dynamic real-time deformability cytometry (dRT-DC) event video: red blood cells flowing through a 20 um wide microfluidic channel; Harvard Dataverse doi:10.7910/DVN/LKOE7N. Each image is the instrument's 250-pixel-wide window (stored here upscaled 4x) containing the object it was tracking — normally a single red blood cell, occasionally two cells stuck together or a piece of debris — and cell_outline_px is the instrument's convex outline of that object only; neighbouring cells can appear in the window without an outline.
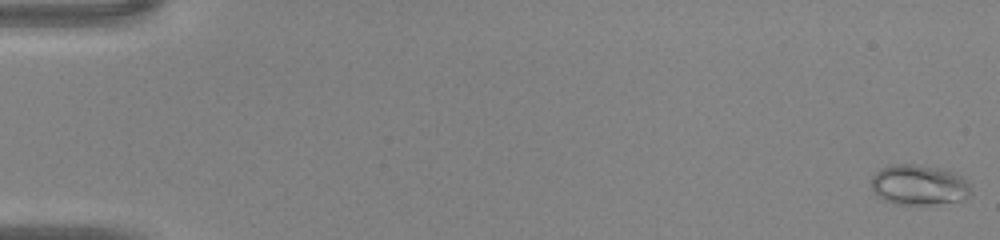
{"species": "common noctule bat (a hibernating species)", "species_latin": "Nyctalus noctula", "temperature_condition": "warm", "stored_images_in_passage": 47, "camera_frame_rate_fps": 3000, "um_per_image_px": 0.085, "animal": {"sex": "male", "body_mass_g": 20.0, "forearm_length_mm": 53.3}, "frame": {"image": 1, "passage_image": 1, "time_ms": 0.0, "image_size_px": [1000, 240], "cell_outline_px": [[972, 192], [968, 196], [960, 200], [928, 204], [896, 204], [884, 200], [872, 188], [872, 176], [876, 172], [892, 164], [912, 164], [940, 168], [952, 172], [968, 180]], "centroid_in_image_um": [78.13, 15.71], "position_along_channel_um": 6.9, "area_um2": 23.06}}
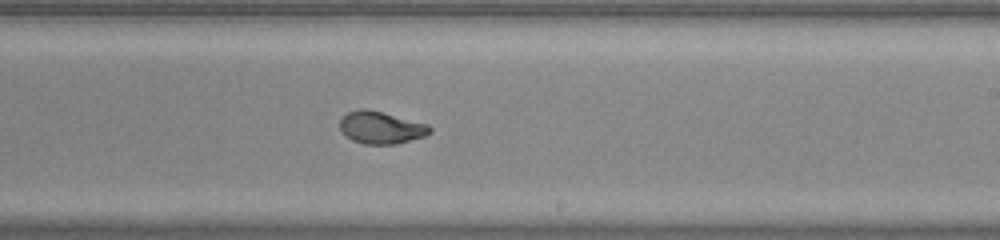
{"frame": {"image": 2, "passage_image": 29, "time_ms": 9.333, "image_size_px": [1000, 240], "cell_outline_px": [[432, 132], [424, 136], [396, 144], [364, 144], [352, 140], [344, 136], [340, 128], [340, 120], [348, 112], [360, 108], [364, 108], [428, 124], [432, 128]], "centroid_in_image_um": [32.37, 10.86], "position_along_channel_um": 256.6, "area_um2": 16.82}}
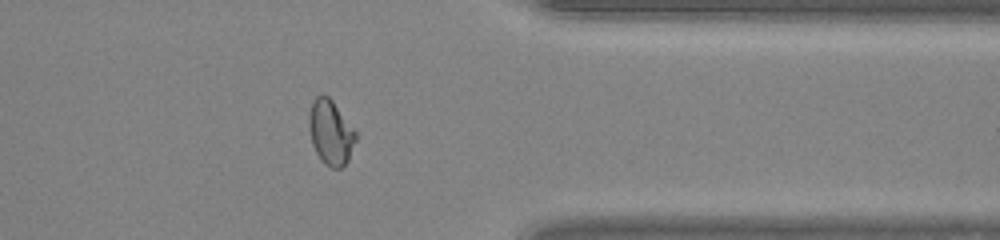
{"frame": {"image": 3, "passage_image": 38, "time_ms": 12.333, "image_size_px": [1000, 240], "cell_outline_px": [[356, 140], [348, 160], [340, 168], [332, 168], [324, 164], [320, 160], [312, 144], [308, 124], [308, 116], [312, 100], [316, 96], [328, 96], [332, 100], [356, 132]], "centroid_in_image_um": [28.08, 11.26], "position_along_channel_um": 383.3, "area_um2": 17.57}}